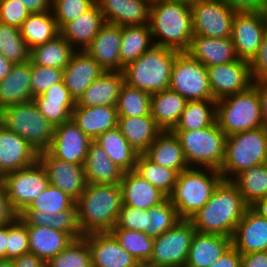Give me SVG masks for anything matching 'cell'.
<instances>
[{
    "label": "cell",
    "mask_w": 267,
    "mask_h": 267,
    "mask_svg": "<svg viewBox=\"0 0 267 267\" xmlns=\"http://www.w3.org/2000/svg\"><path fill=\"white\" fill-rule=\"evenodd\" d=\"M248 207L237 186L231 180H222L210 200L189 220L197 232L232 238Z\"/></svg>",
    "instance_id": "1"
},
{
    "label": "cell",
    "mask_w": 267,
    "mask_h": 267,
    "mask_svg": "<svg viewBox=\"0 0 267 267\" xmlns=\"http://www.w3.org/2000/svg\"><path fill=\"white\" fill-rule=\"evenodd\" d=\"M78 225L84 235L110 232L123 205L120 184L87 183L76 201Z\"/></svg>",
    "instance_id": "2"
},
{
    "label": "cell",
    "mask_w": 267,
    "mask_h": 267,
    "mask_svg": "<svg viewBox=\"0 0 267 267\" xmlns=\"http://www.w3.org/2000/svg\"><path fill=\"white\" fill-rule=\"evenodd\" d=\"M149 27L153 38L161 36L154 45L186 52L194 35L191 7L176 0H154Z\"/></svg>",
    "instance_id": "3"
},
{
    "label": "cell",
    "mask_w": 267,
    "mask_h": 267,
    "mask_svg": "<svg viewBox=\"0 0 267 267\" xmlns=\"http://www.w3.org/2000/svg\"><path fill=\"white\" fill-rule=\"evenodd\" d=\"M178 53L179 51L171 48L153 45L124 67V83L151 95L168 89Z\"/></svg>",
    "instance_id": "4"
},
{
    "label": "cell",
    "mask_w": 267,
    "mask_h": 267,
    "mask_svg": "<svg viewBox=\"0 0 267 267\" xmlns=\"http://www.w3.org/2000/svg\"><path fill=\"white\" fill-rule=\"evenodd\" d=\"M206 172L199 170L198 167L197 169L191 167L178 174L168 198L176 207L181 219H189L199 211L210 200L213 191L223 180L218 170L208 168Z\"/></svg>",
    "instance_id": "5"
},
{
    "label": "cell",
    "mask_w": 267,
    "mask_h": 267,
    "mask_svg": "<svg viewBox=\"0 0 267 267\" xmlns=\"http://www.w3.org/2000/svg\"><path fill=\"white\" fill-rule=\"evenodd\" d=\"M264 163H267V126L226 137L224 160L219 170L223 180H232L243 170ZM231 174L234 176L230 177Z\"/></svg>",
    "instance_id": "6"
},
{
    "label": "cell",
    "mask_w": 267,
    "mask_h": 267,
    "mask_svg": "<svg viewBox=\"0 0 267 267\" xmlns=\"http://www.w3.org/2000/svg\"><path fill=\"white\" fill-rule=\"evenodd\" d=\"M0 124L23 137L38 154L48 150L55 132L34 100L0 110Z\"/></svg>",
    "instance_id": "7"
},
{
    "label": "cell",
    "mask_w": 267,
    "mask_h": 267,
    "mask_svg": "<svg viewBox=\"0 0 267 267\" xmlns=\"http://www.w3.org/2000/svg\"><path fill=\"white\" fill-rule=\"evenodd\" d=\"M216 122L226 136L265 126L257 89L252 85L216 101Z\"/></svg>",
    "instance_id": "8"
},
{
    "label": "cell",
    "mask_w": 267,
    "mask_h": 267,
    "mask_svg": "<svg viewBox=\"0 0 267 267\" xmlns=\"http://www.w3.org/2000/svg\"><path fill=\"white\" fill-rule=\"evenodd\" d=\"M172 132L178 137L190 168L198 164L204 169H221L227 136L217 122L203 129Z\"/></svg>",
    "instance_id": "9"
},
{
    "label": "cell",
    "mask_w": 267,
    "mask_h": 267,
    "mask_svg": "<svg viewBox=\"0 0 267 267\" xmlns=\"http://www.w3.org/2000/svg\"><path fill=\"white\" fill-rule=\"evenodd\" d=\"M169 89L178 92L187 101L215 100L207 68L187 52H179L175 57Z\"/></svg>",
    "instance_id": "10"
},
{
    "label": "cell",
    "mask_w": 267,
    "mask_h": 267,
    "mask_svg": "<svg viewBox=\"0 0 267 267\" xmlns=\"http://www.w3.org/2000/svg\"><path fill=\"white\" fill-rule=\"evenodd\" d=\"M195 232L189 219H181L154 238L153 253L148 262L161 267H185Z\"/></svg>",
    "instance_id": "11"
},
{
    "label": "cell",
    "mask_w": 267,
    "mask_h": 267,
    "mask_svg": "<svg viewBox=\"0 0 267 267\" xmlns=\"http://www.w3.org/2000/svg\"><path fill=\"white\" fill-rule=\"evenodd\" d=\"M0 181L14 209L20 213L49 185L48 175L42 164L7 173Z\"/></svg>",
    "instance_id": "12"
},
{
    "label": "cell",
    "mask_w": 267,
    "mask_h": 267,
    "mask_svg": "<svg viewBox=\"0 0 267 267\" xmlns=\"http://www.w3.org/2000/svg\"><path fill=\"white\" fill-rule=\"evenodd\" d=\"M194 35L230 38L236 12L222 0H206L191 6Z\"/></svg>",
    "instance_id": "13"
},
{
    "label": "cell",
    "mask_w": 267,
    "mask_h": 267,
    "mask_svg": "<svg viewBox=\"0 0 267 267\" xmlns=\"http://www.w3.org/2000/svg\"><path fill=\"white\" fill-rule=\"evenodd\" d=\"M266 31L267 18L264 10L236 12L231 39L238 58L250 62L259 50Z\"/></svg>",
    "instance_id": "14"
},
{
    "label": "cell",
    "mask_w": 267,
    "mask_h": 267,
    "mask_svg": "<svg viewBox=\"0 0 267 267\" xmlns=\"http://www.w3.org/2000/svg\"><path fill=\"white\" fill-rule=\"evenodd\" d=\"M206 68L209 86L216 101L246 91L253 85L248 61L238 59Z\"/></svg>",
    "instance_id": "15"
},
{
    "label": "cell",
    "mask_w": 267,
    "mask_h": 267,
    "mask_svg": "<svg viewBox=\"0 0 267 267\" xmlns=\"http://www.w3.org/2000/svg\"><path fill=\"white\" fill-rule=\"evenodd\" d=\"M92 141L71 119L55 126L54 136L47 151L62 161L84 165Z\"/></svg>",
    "instance_id": "16"
},
{
    "label": "cell",
    "mask_w": 267,
    "mask_h": 267,
    "mask_svg": "<svg viewBox=\"0 0 267 267\" xmlns=\"http://www.w3.org/2000/svg\"><path fill=\"white\" fill-rule=\"evenodd\" d=\"M38 161L46 170L49 184L58 187L75 201L79 199L87 185L84 165L62 161L48 151L39 153Z\"/></svg>",
    "instance_id": "17"
},
{
    "label": "cell",
    "mask_w": 267,
    "mask_h": 267,
    "mask_svg": "<svg viewBox=\"0 0 267 267\" xmlns=\"http://www.w3.org/2000/svg\"><path fill=\"white\" fill-rule=\"evenodd\" d=\"M38 155L23 137L0 124V179L7 173L33 165Z\"/></svg>",
    "instance_id": "18"
},
{
    "label": "cell",
    "mask_w": 267,
    "mask_h": 267,
    "mask_svg": "<svg viewBox=\"0 0 267 267\" xmlns=\"http://www.w3.org/2000/svg\"><path fill=\"white\" fill-rule=\"evenodd\" d=\"M83 237L88 242L93 267H134L139 262L111 232L90 233Z\"/></svg>",
    "instance_id": "19"
},
{
    "label": "cell",
    "mask_w": 267,
    "mask_h": 267,
    "mask_svg": "<svg viewBox=\"0 0 267 267\" xmlns=\"http://www.w3.org/2000/svg\"><path fill=\"white\" fill-rule=\"evenodd\" d=\"M122 26L105 23L85 51L109 72H122L120 59Z\"/></svg>",
    "instance_id": "20"
},
{
    "label": "cell",
    "mask_w": 267,
    "mask_h": 267,
    "mask_svg": "<svg viewBox=\"0 0 267 267\" xmlns=\"http://www.w3.org/2000/svg\"><path fill=\"white\" fill-rule=\"evenodd\" d=\"M105 70L85 50L72 54L68 65L63 69V81L71 97L77 102L84 91L98 79Z\"/></svg>",
    "instance_id": "21"
},
{
    "label": "cell",
    "mask_w": 267,
    "mask_h": 267,
    "mask_svg": "<svg viewBox=\"0 0 267 267\" xmlns=\"http://www.w3.org/2000/svg\"><path fill=\"white\" fill-rule=\"evenodd\" d=\"M105 23L119 26L149 24L150 0H96Z\"/></svg>",
    "instance_id": "22"
},
{
    "label": "cell",
    "mask_w": 267,
    "mask_h": 267,
    "mask_svg": "<svg viewBox=\"0 0 267 267\" xmlns=\"http://www.w3.org/2000/svg\"><path fill=\"white\" fill-rule=\"evenodd\" d=\"M232 246L240 254L267 251V218L248 207L235 228Z\"/></svg>",
    "instance_id": "23"
},
{
    "label": "cell",
    "mask_w": 267,
    "mask_h": 267,
    "mask_svg": "<svg viewBox=\"0 0 267 267\" xmlns=\"http://www.w3.org/2000/svg\"><path fill=\"white\" fill-rule=\"evenodd\" d=\"M186 52L205 67L225 64L239 59L231 37L211 38L193 35Z\"/></svg>",
    "instance_id": "24"
},
{
    "label": "cell",
    "mask_w": 267,
    "mask_h": 267,
    "mask_svg": "<svg viewBox=\"0 0 267 267\" xmlns=\"http://www.w3.org/2000/svg\"><path fill=\"white\" fill-rule=\"evenodd\" d=\"M123 204L142 210L160 204L167 196L138 173L126 171L120 181Z\"/></svg>",
    "instance_id": "25"
},
{
    "label": "cell",
    "mask_w": 267,
    "mask_h": 267,
    "mask_svg": "<svg viewBox=\"0 0 267 267\" xmlns=\"http://www.w3.org/2000/svg\"><path fill=\"white\" fill-rule=\"evenodd\" d=\"M33 100L41 115L54 126L71 120L76 105L64 81L50 86L44 94L34 97Z\"/></svg>",
    "instance_id": "26"
},
{
    "label": "cell",
    "mask_w": 267,
    "mask_h": 267,
    "mask_svg": "<svg viewBox=\"0 0 267 267\" xmlns=\"http://www.w3.org/2000/svg\"><path fill=\"white\" fill-rule=\"evenodd\" d=\"M71 119L84 134L95 140L102 133L117 127L118 113L116 106H75Z\"/></svg>",
    "instance_id": "27"
},
{
    "label": "cell",
    "mask_w": 267,
    "mask_h": 267,
    "mask_svg": "<svg viewBox=\"0 0 267 267\" xmlns=\"http://www.w3.org/2000/svg\"><path fill=\"white\" fill-rule=\"evenodd\" d=\"M32 100L31 62L14 64L10 73L0 80V110Z\"/></svg>",
    "instance_id": "28"
},
{
    "label": "cell",
    "mask_w": 267,
    "mask_h": 267,
    "mask_svg": "<svg viewBox=\"0 0 267 267\" xmlns=\"http://www.w3.org/2000/svg\"><path fill=\"white\" fill-rule=\"evenodd\" d=\"M123 84L122 72L105 71L84 91L75 106H116Z\"/></svg>",
    "instance_id": "29"
},
{
    "label": "cell",
    "mask_w": 267,
    "mask_h": 267,
    "mask_svg": "<svg viewBox=\"0 0 267 267\" xmlns=\"http://www.w3.org/2000/svg\"><path fill=\"white\" fill-rule=\"evenodd\" d=\"M232 238L217 234L195 232L185 267H208L230 246Z\"/></svg>",
    "instance_id": "30"
},
{
    "label": "cell",
    "mask_w": 267,
    "mask_h": 267,
    "mask_svg": "<svg viewBox=\"0 0 267 267\" xmlns=\"http://www.w3.org/2000/svg\"><path fill=\"white\" fill-rule=\"evenodd\" d=\"M151 161L178 174L189 169L178 137L172 131H162L144 153Z\"/></svg>",
    "instance_id": "31"
},
{
    "label": "cell",
    "mask_w": 267,
    "mask_h": 267,
    "mask_svg": "<svg viewBox=\"0 0 267 267\" xmlns=\"http://www.w3.org/2000/svg\"><path fill=\"white\" fill-rule=\"evenodd\" d=\"M29 236V252L47 263L74 239L67 233L48 226L26 225Z\"/></svg>",
    "instance_id": "32"
},
{
    "label": "cell",
    "mask_w": 267,
    "mask_h": 267,
    "mask_svg": "<svg viewBox=\"0 0 267 267\" xmlns=\"http://www.w3.org/2000/svg\"><path fill=\"white\" fill-rule=\"evenodd\" d=\"M84 171L91 184H120L124 173L94 140L88 147Z\"/></svg>",
    "instance_id": "33"
},
{
    "label": "cell",
    "mask_w": 267,
    "mask_h": 267,
    "mask_svg": "<svg viewBox=\"0 0 267 267\" xmlns=\"http://www.w3.org/2000/svg\"><path fill=\"white\" fill-rule=\"evenodd\" d=\"M105 24L104 18L97 4L87 12L77 16L74 20L66 23L60 34L72 45L79 44L85 50Z\"/></svg>",
    "instance_id": "34"
},
{
    "label": "cell",
    "mask_w": 267,
    "mask_h": 267,
    "mask_svg": "<svg viewBox=\"0 0 267 267\" xmlns=\"http://www.w3.org/2000/svg\"><path fill=\"white\" fill-rule=\"evenodd\" d=\"M117 127L138 154H144L162 132L150 115L118 117Z\"/></svg>",
    "instance_id": "35"
},
{
    "label": "cell",
    "mask_w": 267,
    "mask_h": 267,
    "mask_svg": "<svg viewBox=\"0 0 267 267\" xmlns=\"http://www.w3.org/2000/svg\"><path fill=\"white\" fill-rule=\"evenodd\" d=\"M187 102L178 92L169 88L152 94L151 116L162 131H172Z\"/></svg>",
    "instance_id": "36"
},
{
    "label": "cell",
    "mask_w": 267,
    "mask_h": 267,
    "mask_svg": "<svg viewBox=\"0 0 267 267\" xmlns=\"http://www.w3.org/2000/svg\"><path fill=\"white\" fill-rule=\"evenodd\" d=\"M121 170L135 169L138 153L127 142L118 127L108 130L94 140Z\"/></svg>",
    "instance_id": "37"
},
{
    "label": "cell",
    "mask_w": 267,
    "mask_h": 267,
    "mask_svg": "<svg viewBox=\"0 0 267 267\" xmlns=\"http://www.w3.org/2000/svg\"><path fill=\"white\" fill-rule=\"evenodd\" d=\"M19 30L29 49L42 45L60 34L51 11L30 13Z\"/></svg>",
    "instance_id": "38"
},
{
    "label": "cell",
    "mask_w": 267,
    "mask_h": 267,
    "mask_svg": "<svg viewBox=\"0 0 267 267\" xmlns=\"http://www.w3.org/2000/svg\"><path fill=\"white\" fill-rule=\"evenodd\" d=\"M76 50L61 35L30 49V62L38 66L64 69Z\"/></svg>",
    "instance_id": "39"
},
{
    "label": "cell",
    "mask_w": 267,
    "mask_h": 267,
    "mask_svg": "<svg viewBox=\"0 0 267 267\" xmlns=\"http://www.w3.org/2000/svg\"><path fill=\"white\" fill-rule=\"evenodd\" d=\"M239 189L244 202L250 207L267 197V163L247 168L231 180Z\"/></svg>",
    "instance_id": "40"
},
{
    "label": "cell",
    "mask_w": 267,
    "mask_h": 267,
    "mask_svg": "<svg viewBox=\"0 0 267 267\" xmlns=\"http://www.w3.org/2000/svg\"><path fill=\"white\" fill-rule=\"evenodd\" d=\"M149 24L140 26H122V38L120 46L121 64L125 67L135 61L154 44Z\"/></svg>",
    "instance_id": "41"
},
{
    "label": "cell",
    "mask_w": 267,
    "mask_h": 267,
    "mask_svg": "<svg viewBox=\"0 0 267 267\" xmlns=\"http://www.w3.org/2000/svg\"><path fill=\"white\" fill-rule=\"evenodd\" d=\"M216 122V100L188 101L172 131L203 129Z\"/></svg>",
    "instance_id": "42"
},
{
    "label": "cell",
    "mask_w": 267,
    "mask_h": 267,
    "mask_svg": "<svg viewBox=\"0 0 267 267\" xmlns=\"http://www.w3.org/2000/svg\"><path fill=\"white\" fill-rule=\"evenodd\" d=\"M134 171L162 191L167 197L172 193L178 173L151 161L145 154H139Z\"/></svg>",
    "instance_id": "43"
},
{
    "label": "cell",
    "mask_w": 267,
    "mask_h": 267,
    "mask_svg": "<svg viewBox=\"0 0 267 267\" xmlns=\"http://www.w3.org/2000/svg\"><path fill=\"white\" fill-rule=\"evenodd\" d=\"M118 117H140L151 114V94L124 83L116 105Z\"/></svg>",
    "instance_id": "44"
},
{
    "label": "cell",
    "mask_w": 267,
    "mask_h": 267,
    "mask_svg": "<svg viewBox=\"0 0 267 267\" xmlns=\"http://www.w3.org/2000/svg\"><path fill=\"white\" fill-rule=\"evenodd\" d=\"M0 53L13 64L30 61V49L19 28L0 22Z\"/></svg>",
    "instance_id": "45"
},
{
    "label": "cell",
    "mask_w": 267,
    "mask_h": 267,
    "mask_svg": "<svg viewBox=\"0 0 267 267\" xmlns=\"http://www.w3.org/2000/svg\"><path fill=\"white\" fill-rule=\"evenodd\" d=\"M119 244L139 262L149 261L153 253L154 238L143 231L112 229Z\"/></svg>",
    "instance_id": "46"
},
{
    "label": "cell",
    "mask_w": 267,
    "mask_h": 267,
    "mask_svg": "<svg viewBox=\"0 0 267 267\" xmlns=\"http://www.w3.org/2000/svg\"><path fill=\"white\" fill-rule=\"evenodd\" d=\"M46 267H93L87 240L74 239L59 254L51 258Z\"/></svg>",
    "instance_id": "47"
},
{
    "label": "cell",
    "mask_w": 267,
    "mask_h": 267,
    "mask_svg": "<svg viewBox=\"0 0 267 267\" xmlns=\"http://www.w3.org/2000/svg\"><path fill=\"white\" fill-rule=\"evenodd\" d=\"M148 212L150 216L145 233L152 238L162 235L181 220L176 207L168 197L160 204L151 207Z\"/></svg>",
    "instance_id": "48"
},
{
    "label": "cell",
    "mask_w": 267,
    "mask_h": 267,
    "mask_svg": "<svg viewBox=\"0 0 267 267\" xmlns=\"http://www.w3.org/2000/svg\"><path fill=\"white\" fill-rule=\"evenodd\" d=\"M69 208H77L76 201L58 187L49 184L25 209H35L46 215Z\"/></svg>",
    "instance_id": "49"
},
{
    "label": "cell",
    "mask_w": 267,
    "mask_h": 267,
    "mask_svg": "<svg viewBox=\"0 0 267 267\" xmlns=\"http://www.w3.org/2000/svg\"><path fill=\"white\" fill-rule=\"evenodd\" d=\"M96 4V0H52L51 11L61 29L66 23L87 12Z\"/></svg>",
    "instance_id": "50"
},
{
    "label": "cell",
    "mask_w": 267,
    "mask_h": 267,
    "mask_svg": "<svg viewBox=\"0 0 267 267\" xmlns=\"http://www.w3.org/2000/svg\"><path fill=\"white\" fill-rule=\"evenodd\" d=\"M63 81V69L31 63L32 98L44 94L48 88Z\"/></svg>",
    "instance_id": "51"
},
{
    "label": "cell",
    "mask_w": 267,
    "mask_h": 267,
    "mask_svg": "<svg viewBox=\"0 0 267 267\" xmlns=\"http://www.w3.org/2000/svg\"><path fill=\"white\" fill-rule=\"evenodd\" d=\"M7 259L29 252V236L27 226L18 218L14 223L8 224Z\"/></svg>",
    "instance_id": "52"
},
{
    "label": "cell",
    "mask_w": 267,
    "mask_h": 267,
    "mask_svg": "<svg viewBox=\"0 0 267 267\" xmlns=\"http://www.w3.org/2000/svg\"><path fill=\"white\" fill-rule=\"evenodd\" d=\"M148 210L122 205L118 220L113 229H129L145 232L148 227Z\"/></svg>",
    "instance_id": "53"
},
{
    "label": "cell",
    "mask_w": 267,
    "mask_h": 267,
    "mask_svg": "<svg viewBox=\"0 0 267 267\" xmlns=\"http://www.w3.org/2000/svg\"><path fill=\"white\" fill-rule=\"evenodd\" d=\"M48 227L69 234L73 239L82 238L83 234L78 225L77 208H69L54 214H50Z\"/></svg>",
    "instance_id": "54"
},
{
    "label": "cell",
    "mask_w": 267,
    "mask_h": 267,
    "mask_svg": "<svg viewBox=\"0 0 267 267\" xmlns=\"http://www.w3.org/2000/svg\"><path fill=\"white\" fill-rule=\"evenodd\" d=\"M31 12L19 0H0V22L20 28Z\"/></svg>",
    "instance_id": "55"
},
{
    "label": "cell",
    "mask_w": 267,
    "mask_h": 267,
    "mask_svg": "<svg viewBox=\"0 0 267 267\" xmlns=\"http://www.w3.org/2000/svg\"><path fill=\"white\" fill-rule=\"evenodd\" d=\"M253 82L267 81V31L256 55L249 62Z\"/></svg>",
    "instance_id": "56"
},
{
    "label": "cell",
    "mask_w": 267,
    "mask_h": 267,
    "mask_svg": "<svg viewBox=\"0 0 267 267\" xmlns=\"http://www.w3.org/2000/svg\"><path fill=\"white\" fill-rule=\"evenodd\" d=\"M19 213L12 206L2 182L0 181V226L14 223Z\"/></svg>",
    "instance_id": "57"
},
{
    "label": "cell",
    "mask_w": 267,
    "mask_h": 267,
    "mask_svg": "<svg viewBox=\"0 0 267 267\" xmlns=\"http://www.w3.org/2000/svg\"><path fill=\"white\" fill-rule=\"evenodd\" d=\"M235 12H255L265 8L266 0H222Z\"/></svg>",
    "instance_id": "58"
},
{
    "label": "cell",
    "mask_w": 267,
    "mask_h": 267,
    "mask_svg": "<svg viewBox=\"0 0 267 267\" xmlns=\"http://www.w3.org/2000/svg\"><path fill=\"white\" fill-rule=\"evenodd\" d=\"M19 219L25 225L48 226V223H50V213L42 215V213L38 210L24 209L19 213Z\"/></svg>",
    "instance_id": "59"
},
{
    "label": "cell",
    "mask_w": 267,
    "mask_h": 267,
    "mask_svg": "<svg viewBox=\"0 0 267 267\" xmlns=\"http://www.w3.org/2000/svg\"><path fill=\"white\" fill-rule=\"evenodd\" d=\"M208 267H241V254L231 245Z\"/></svg>",
    "instance_id": "60"
},
{
    "label": "cell",
    "mask_w": 267,
    "mask_h": 267,
    "mask_svg": "<svg viewBox=\"0 0 267 267\" xmlns=\"http://www.w3.org/2000/svg\"><path fill=\"white\" fill-rule=\"evenodd\" d=\"M241 267H267V251L241 254Z\"/></svg>",
    "instance_id": "61"
},
{
    "label": "cell",
    "mask_w": 267,
    "mask_h": 267,
    "mask_svg": "<svg viewBox=\"0 0 267 267\" xmlns=\"http://www.w3.org/2000/svg\"><path fill=\"white\" fill-rule=\"evenodd\" d=\"M12 262L13 267H46V263L31 252L12 259Z\"/></svg>",
    "instance_id": "62"
},
{
    "label": "cell",
    "mask_w": 267,
    "mask_h": 267,
    "mask_svg": "<svg viewBox=\"0 0 267 267\" xmlns=\"http://www.w3.org/2000/svg\"><path fill=\"white\" fill-rule=\"evenodd\" d=\"M253 86L257 89L262 118L264 120L265 126H267V81L253 82Z\"/></svg>",
    "instance_id": "63"
},
{
    "label": "cell",
    "mask_w": 267,
    "mask_h": 267,
    "mask_svg": "<svg viewBox=\"0 0 267 267\" xmlns=\"http://www.w3.org/2000/svg\"><path fill=\"white\" fill-rule=\"evenodd\" d=\"M31 12L51 11L52 0H19Z\"/></svg>",
    "instance_id": "64"
},
{
    "label": "cell",
    "mask_w": 267,
    "mask_h": 267,
    "mask_svg": "<svg viewBox=\"0 0 267 267\" xmlns=\"http://www.w3.org/2000/svg\"><path fill=\"white\" fill-rule=\"evenodd\" d=\"M8 224L0 226V259H7Z\"/></svg>",
    "instance_id": "65"
},
{
    "label": "cell",
    "mask_w": 267,
    "mask_h": 267,
    "mask_svg": "<svg viewBox=\"0 0 267 267\" xmlns=\"http://www.w3.org/2000/svg\"><path fill=\"white\" fill-rule=\"evenodd\" d=\"M14 64L0 53V80H3L9 73Z\"/></svg>",
    "instance_id": "66"
},
{
    "label": "cell",
    "mask_w": 267,
    "mask_h": 267,
    "mask_svg": "<svg viewBox=\"0 0 267 267\" xmlns=\"http://www.w3.org/2000/svg\"><path fill=\"white\" fill-rule=\"evenodd\" d=\"M250 207L260 216L267 218V197L257 200Z\"/></svg>",
    "instance_id": "67"
},
{
    "label": "cell",
    "mask_w": 267,
    "mask_h": 267,
    "mask_svg": "<svg viewBox=\"0 0 267 267\" xmlns=\"http://www.w3.org/2000/svg\"><path fill=\"white\" fill-rule=\"evenodd\" d=\"M176 1H179V2H181L183 4H186V5L191 7V6L195 5V4H199L200 2L206 1V0H176Z\"/></svg>",
    "instance_id": "68"
},
{
    "label": "cell",
    "mask_w": 267,
    "mask_h": 267,
    "mask_svg": "<svg viewBox=\"0 0 267 267\" xmlns=\"http://www.w3.org/2000/svg\"><path fill=\"white\" fill-rule=\"evenodd\" d=\"M134 267H161V266L149 263L148 261H142L138 262Z\"/></svg>",
    "instance_id": "69"
},
{
    "label": "cell",
    "mask_w": 267,
    "mask_h": 267,
    "mask_svg": "<svg viewBox=\"0 0 267 267\" xmlns=\"http://www.w3.org/2000/svg\"><path fill=\"white\" fill-rule=\"evenodd\" d=\"M0 267H13V262L9 259H0Z\"/></svg>",
    "instance_id": "70"
},
{
    "label": "cell",
    "mask_w": 267,
    "mask_h": 267,
    "mask_svg": "<svg viewBox=\"0 0 267 267\" xmlns=\"http://www.w3.org/2000/svg\"><path fill=\"white\" fill-rule=\"evenodd\" d=\"M264 12H265V15H266V18H267V0H266V4H265V8H264Z\"/></svg>",
    "instance_id": "71"
}]
</instances>
